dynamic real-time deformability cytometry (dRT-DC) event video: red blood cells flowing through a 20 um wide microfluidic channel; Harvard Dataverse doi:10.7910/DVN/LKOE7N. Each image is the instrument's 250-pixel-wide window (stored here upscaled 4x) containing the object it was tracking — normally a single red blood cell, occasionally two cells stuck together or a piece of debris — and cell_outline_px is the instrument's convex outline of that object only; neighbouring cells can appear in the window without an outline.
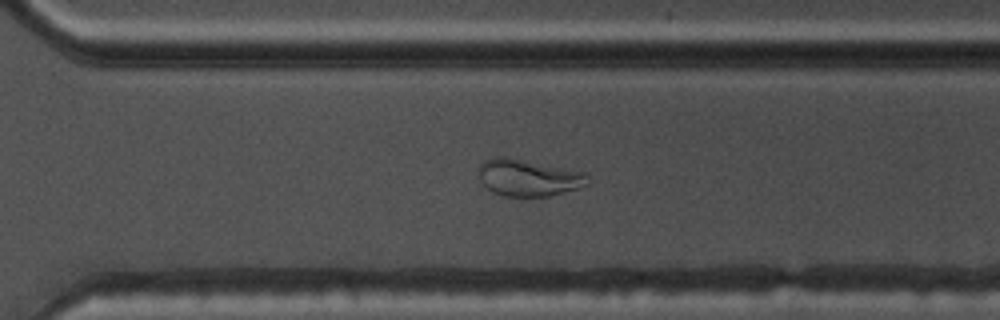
{"species": "common noctule bat (a hibernating species)", "species_latin": "Nyctalus noctula", "temperature_condition": "warm", "stored_images_in_passage": 37, "camera_frame_rate_fps": 3000, "um_per_image_px": 0.085, "animal": {"sex": "male", "body_mass_g": 17.5, "forearm_length_mm": 52.3}, "frame": {"image": 1, "passage_image": 21, "time_ms": 6.667, "image_size_px": [1000, 320], "cell_outline_px": [[588, 184], [580, 188], [548, 196], [504, 196], [492, 192], [480, 180], [476, 168], [484, 160], [500, 156], [504, 156], [584, 172], [588, 176]], "centroid_in_image_um": [44.88, 15.1], "position_along_channel_um": 325.7, "area_um2": 23.35}}
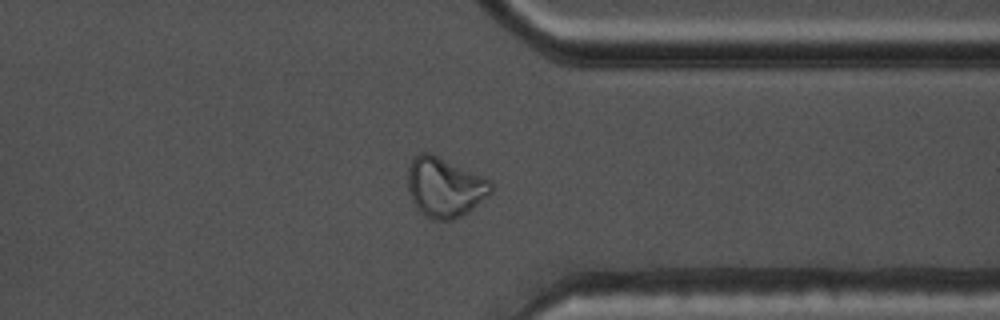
{"frame": {"image": 2, "passage_image": 25, "time_ms": 8.0, "image_size_px": [1000, 320], "cell_outline_px": [[492, 192], [488, 196], [468, 212], [452, 220], [432, 220], [424, 216], [416, 208], [408, 192], [408, 168], [412, 160], [420, 152], [432, 152], [492, 180]], "centroid_in_image_um": [37.8, 15.91], "position_along_channel_um": 373.6, "area_um2": 29.36}}
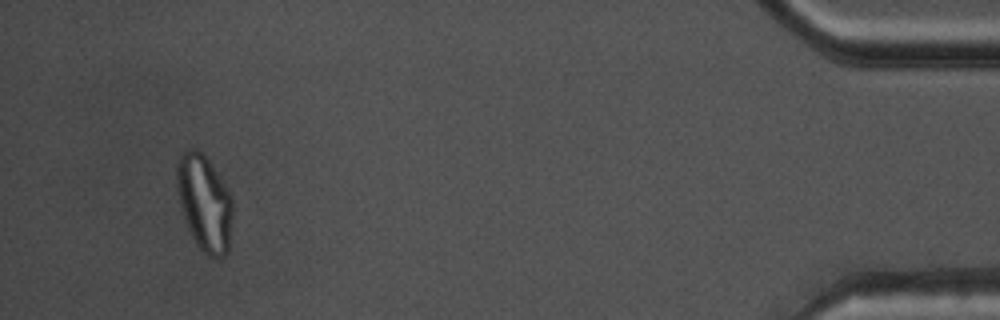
{"frame": {"image": 3, "passage_image": 34, "time_ms": 11.0, "image_size_px": [1000, 320], "cell_outline_px": [[232, 216], [228, 252], [224, 256], [216, 260], [208, 256], [196, 244], [188, 228], [184, 216], [176, 184], [176, 160], [180, 152], [188, 148], [196, 148], [208, 160], [232, 196]], "centroid_in_image_um": [17.37, 17.24], "position_along_channel_um": 417.8, "area_um2": 31.27}}